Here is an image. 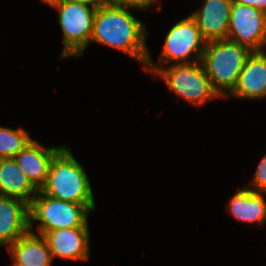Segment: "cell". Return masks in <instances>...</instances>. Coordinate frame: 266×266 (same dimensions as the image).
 I'll return each mask as SVG.
<instances>
[{
  "instance_id": "18",
  "label": "cell",
  "mask_w": 266,
  "mask_h": 266,
  "mask_svg": "<svg viewBox=\"0 0 266 266\" xmlns=\"http://www.w3.org/2000/svg\"><path fill=\"white\" fill-rule=\"evenodd\" d=\"M246 187L254 192L266 193V153L259 161L253 178Z\"/></svg>"
},
{
  "instance_id": "13",
  "label": "cell",
  "mask_w": 266,
  "mask_h": 266,
  "mask_svg": "<svg viewBox=\"0 0 266 266\" xmlns=\"http://www.w3.org/2000/svg\"><path fill=\"white\" fill-rule=\"evenodd\" d=\"M29 231V205L0 195V247H8Z\"/></svg>"
},
{
  "instance_id": "6",
  "label": "cell",
  "mask_w": 266,
  "mask_h": 266,
  "mask_svg": "<svg viewBox=\"0 0 266 266\" xmlns=\"http://www.w3.org/2000/svg\"><path fill=\"white\" fill-rule=\"evenodd\" d=\"M154 76L163 80L176 98L197 108L221 99L213 90L201 61L161 67Z\"/></svg>"
},
{
  "instance_id": "12",
  "label": "cell",
  "mask_w": 266,
  "mask_h": 266,
  "mask_svg": "<svg viewBox=\"0 0 266 266\" xmlns=\"http://www.w3.org/2000/svg\"><path fill=\"white\" fill-rule=\"evenodd\" d=\"M64 146L45 147L32 139L14 159L32 184L40 190L47 179L52 159Z\"/></svg>"
},
{
  "instance_id": "21",
  "label": "cell",
  "mask_w": 266,
  "mask_h": 266,
  "mask_svg": "<svg viewBox=\"0 0 266 266\" xmlns=\"http://www.w3.org/2000/svg\"><path fill=\"white\" fill-rule=\"evenodd\" d=\"M68 1L81 3V4H86V5H92V6L98 7L105 0H68Z\"/></svg>"
},
{
  "instance_id": "19",
  "label": "cell",
  "mask_w": 266,
  "mask_h": 266,
  "mask_svg": "<svg viewBox=\"0 0 266 266\" xmlns=\"http://www.w3.org/2000/svg\"><path fill=\"white\" fill-rule=\"evenodd\" d=\"M116 2L126 5L128 7H133L139 10H151V6L155 5L161 0H115ZM153 4V5H152Z\"/></svg>"
},
{
  "instance_id": "20",
  "label": "cell",
  "mask_w": 266,
  "mask_h": 266,
  "mask_svg": "<svg viewBox=\"0 0 266 266\" xmlns=\"http://www.w3.org/2000/svg\"><path fill=\"white\" fill-rule=\"evenodd\" d=\"M240 4H244L247 6L255 7L258 10L266 13V0H234Z\"/></svg>"
},
{
  "instance_id": "17",
  "label": "cell",
  "mask_w": 266,
  "mask_h": 266,
  "mask_svg": "<svg viewBox=\"0 0 266 266\" xmlns=\"http://www.w3.org/2000/svg\"><path fill=\"white\" fill-rule=\"evenodd\" d=\"M32 139L21 127L12 129L0 125V159L14 158Z\"/></svg>"
},
{
  "instance_id": "22",
  "label": "cell",
  "mask_w": 266,
  "mask_h": 266,
  "mask_svg": "<svg viewBox=\"0 0 266 266\" xmlns=\"http://www.w3.org/2000/svg\"><path fill=\"white\" fill-rule=\"evenodd\" d=\"M40 1L46 5H51L52 3L56 2V1H60V0H40Z\"/></svg>"
},
{
  "instance_id": "1",
  "label": "cell",
  "mask_w": 266,
  "mask_h": 266,
  "mask_svg": "<svg viewBox=\"0 0 266 266\" xmlns=\"http://www.w3.org/2000/svg\"><path fill=\"white\" fill-rule=\"evenodd\" d=\"M139 10L120 4L115 0H105L97 7L90 42L117 49L146 65L149 49V32L140 19L131 13Z\"/></svg>"
},
{
  "instance_id": "14",
  "label": "cell",
  "mask_w": 266,
  "mask_h": 266,
  "mask_svg": "<svg viewBox=\"0 0 266 266\" xmlns=\"http://www.w3.org/2000/svg\"><path fill=\"white\" fill-rule=\"evenodd\" d=\"M265 197L266 193L239 187L229 199L225 211L236 221L262 227L266 223Z\"/></svg>"
},
{
  "instance_id": "3",
  "label": "cell",
  "mask_w": 266,
  "mask_h": 266,
  "mask_svg": "<svg viewBox=\"0 0 266 266\" xmlns=\"http://www.w3.org/2000/svg\"><path fill=\"white\" fill-rule=\"evenodd\" d=\"M251 52L248 47L228 39L206 43L201 62L213 90L220 98L226 99L233 91Z\"/></svg>"
},
{
  "instance_id": "10",
  "label": "cell",
  "mask_w": 266,
  "mask_h": 266,
  "mask_svg": "<svg viewBox=\"0 0 266 266\" xmlns=\"http://www.w3.org/2000/svg\"><path fill=\"white\" fill-rule=\"evenodd\" d=\"M245 100L266 98V50L252 51L242 68L236 86L226 97Z\"/></svg>"
},
{
  "instance_id": "8",
  "label": "cell",
  "mask_w": 266,
  "mask_h": 266,
  "mask_svg": "<svg viewBox=\"0 0 266 266\" xmlns=\"http://www.w3.org/2000/svg\"><path fill=\"white\" fill-rule=\"evenodd\" d=\"M227 39L251 51L266 50V13L233 0Z\"/></svg>"
},
{
  "instance_id": "2",
  "label": "cell",
  "mask_w": 266,
  "mask_h": 266,
  "mask_svg": "<svg viewBox=\"0 0 266 266\" xmlns=\"http://www.w3.org/2000/svg\"><path fill=\"white\" fill-rule=\"evenodd\" d=\"M39 191L62 201L96 205L88 174L67 145L52 159L45 184Z\"/></svg>"
},
{
  "instance_id": "4",
  "label": "cell",
  "mask_w": 266,
  "mask_h": 266,
  "mask_svg": "<svg viewBox=\"0 0 266 266\" xmlns=\"http://www.w3.org/2000/svg\"><path fill=\"white\" fill-rule=\"evenodd\" d=\"M165 35L158 62L155 63L149 53L144 67L145 72L153 76L161 67L201 61L207 42L190 15L175 22Z\"/></svg>"
},
{
  "instance_id": "15",
  "label": "cell",
  "mask_w": 266,
  "mask_h": 266,
  "mask_svg": "<svg viewBox=\"0 0 266 266\" xmlns=\"http://www.w3.org/2000/svg\"><path fill=\"white\" fill-rule=\"evenodd\" d=\"M15 266H53V257L42 235L28 231L7 247Z\"/></svg>"
},
{
  "instance_id": "5",
  "label": "cell",
  "mask_w": 266,
  "mask_h": 266,
  "mask_svg": "<svg viewBox=\"0 0 266 266\" xmlns=\"http://www.w3.org/2000/svg\"><path fill=\"white\" fill-rule=\"evenodd\" d=\"M96 205H81L52 198L38 191L29 205V231L39 235L61 228L89 227V213ZM39 223L37 231L33 224Z\"/></svg>"
},
{
  "instance_id": "16",
  "label": "cell",
  "mask_w": 266,
  "mask_h": 266,
  "mask_svg": "<svg viewBox=\"0 0 266 266\" xmlns=\"http://www.w3.org/2000/svg\"><path fill=\"white\" fill-rule=\"evenodd\" d=\"M38 191L14 158L0 159L1 196L17 198L30 205Z\"/></svg>"
},
{
  "instance_id": "11",
  "label": "cell",
  "mask_w": 266,
  "mask_h": 266,
  "mask_svg": "<svg viewBox=\"0 0 266 266\" xmlns=\"http://www.w3.org/2000/svg\"><path fill=\"white\" fill-rule=\"evenodd\" d=\"M200 8L189 14L197 23L206 42L227 39L233 0H203Z\"/></svg>"
},
{
  "instance_id": "7",
  "label": "cell",
  "mask_w": 266,
  "mask_h": 266,
  "mask_svg": "<svg viewBox=\"0 0 266 266\" xmlns=\"http://www.w3.org/2000/svg\"><path fill=\"white\" fill-rule=\"evenodd\" d=\"M49 6L58 11L62 31L64 45L58 60L82 56L90 45L97 7L68 0L56 1Z\"/></svg>"
},
{
  "instance_id": "9",
  "label": "cell",
  "mask_w": 266,
  "mask_h": 266,
  "mask_svg": "<svg viewBox=\"0 0 266 266\" xmlns=\"http://www.w3.org/2000/svg\"><path fill=\"white\" fill-rule=\"evenodd\" d=\"M89 227L61 228L46 232L45 238L53 260L88 261L91 253Z\"/></svg>"
}]
</instances>
